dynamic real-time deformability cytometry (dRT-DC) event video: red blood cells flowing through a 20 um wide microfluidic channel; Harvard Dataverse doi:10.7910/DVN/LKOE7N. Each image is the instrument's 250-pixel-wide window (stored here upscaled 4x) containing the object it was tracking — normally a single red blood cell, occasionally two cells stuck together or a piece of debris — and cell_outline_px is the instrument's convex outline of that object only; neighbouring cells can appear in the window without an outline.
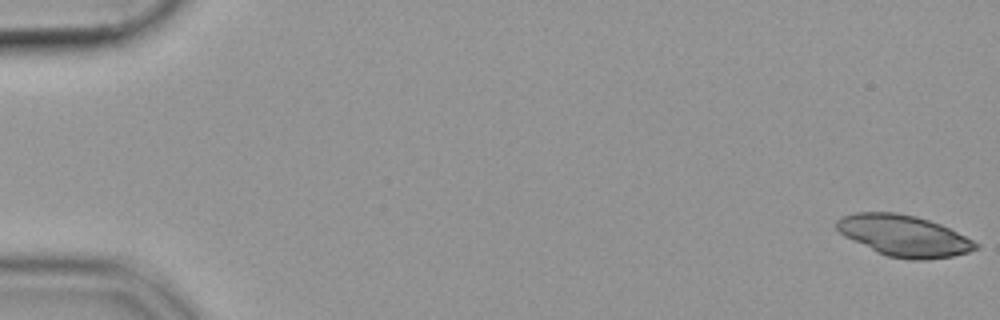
{"species": "common noctule bat (a hibernating species)", "species_latin": "Nyctalus noctula", "temperature_condition": "cold", "stored_images_in_passage": 16, "camera_frame_rate_fps": 3000, "um_per_image_px": 0.085, "animal": {"sex": "female", "body_mass_g": 19.9}, "frame": {"image": 1, "passage_image": 1, "time_ms": 0.0, "image_size_px": [1000, 320], "cell_outline_px": [[980, 244], [976, 248], [968, 252], [952, 256], [924, 260], [912, 260], [888, 256], [876, 252], [844, 236], [836, 228], [836, 220], [840, 216], [856, 212], [896, 212], [916, 216], [940, 224]], "centroid_in_image_um": [76.78, 20.03], "position_along_channel_um": 8.2, "area_um2": 33.23}}